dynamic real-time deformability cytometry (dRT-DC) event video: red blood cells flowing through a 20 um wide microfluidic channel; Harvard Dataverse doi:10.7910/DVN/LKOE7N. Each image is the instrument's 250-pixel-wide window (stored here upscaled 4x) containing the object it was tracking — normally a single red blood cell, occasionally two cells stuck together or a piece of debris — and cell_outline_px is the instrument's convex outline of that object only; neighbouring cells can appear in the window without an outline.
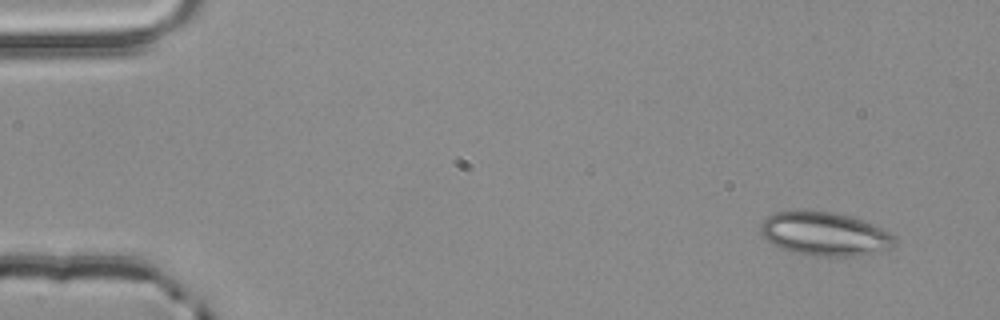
{"species": "common noctule bat (a hibernating species)", "species_latin": "Nyctalus noctula", "temperature_condition": "room temperature", "stored_images_in_passage": 3, "camera_frame_rate_fps": 3000, "um_per_image_px": 0.085, "animal": {"sex": "male", "body_mass_g": 20.4}, "frame": {"image": 1, "passage_image": 1, "time_ms": 0.0, "image_size_px": [1000, 320], "cell_outline_px": [[896, 244], [892, 248], [856, 256], [816, 256], [792, 252], [772, 244], [760, 232], [760, 224], [768, 216], [776, 212], [800, 208], [832, 212], [848, 216], [872, 224], [896, 236]], "centroid_in_image_um": [70.07, 19.86], "position_along_channel_um": 14.9, "area_um2": 34.33}}